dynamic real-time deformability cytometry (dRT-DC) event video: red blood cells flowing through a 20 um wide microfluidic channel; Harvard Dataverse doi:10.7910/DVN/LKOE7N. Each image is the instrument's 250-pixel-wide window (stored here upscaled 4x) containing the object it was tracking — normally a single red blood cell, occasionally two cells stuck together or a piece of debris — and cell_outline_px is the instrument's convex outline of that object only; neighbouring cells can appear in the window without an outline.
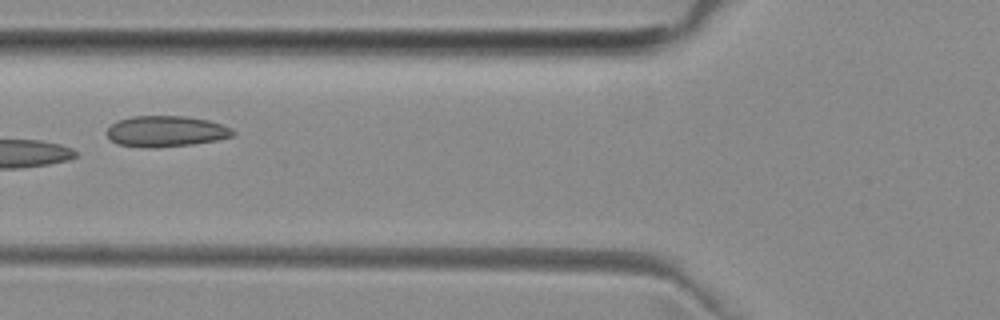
{"species": "common noctule bat (a hibernating species)", "species_latin": "Nyctalus noctula", "temperature_condition": "room temperature", "stored_images_in_passage": 5, "camera_frame_rate_fps": 3000, "um_per_image_px": 0.085, "animal": {"sex": "female", "body_mass_g": 29.2, "forearm_length_mm": 56.3}, "frame": {"image": 1, "passage_image": 5, "time_ms": 4.667, "image_size_px": [1000, 320], "cell_outline_px": [[236, 132], [232, 136], [216, 140], [192, 144], [156, 148], [144, 148], [116, 144], [108, 136], [108, 128], [112, 124], [120, 120], [132, 116], [188, 116], [208, 120], [232, 128]], "centroid_in_image_um": [14.12, 11.17], "position_along_channel_um": 111.7, "area_um2": 22.72}}